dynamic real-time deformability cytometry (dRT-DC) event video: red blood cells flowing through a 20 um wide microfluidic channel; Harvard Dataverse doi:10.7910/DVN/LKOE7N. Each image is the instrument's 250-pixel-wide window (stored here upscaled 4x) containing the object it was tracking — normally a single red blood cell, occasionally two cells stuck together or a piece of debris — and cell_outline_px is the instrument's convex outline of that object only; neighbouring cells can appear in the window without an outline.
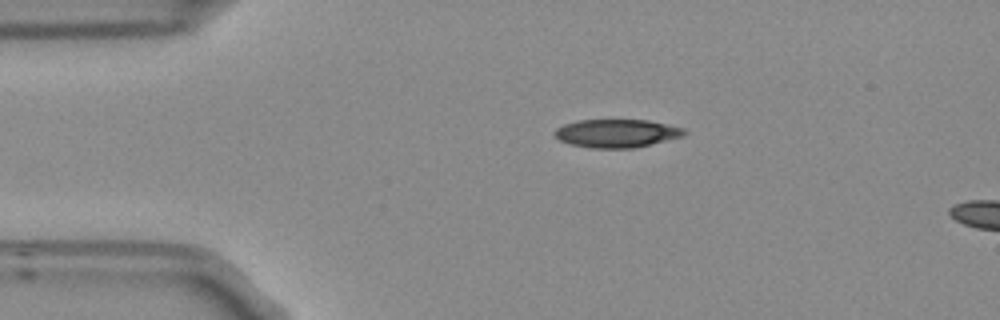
{"species": "Egyptian fruit bat (a non-hibernating species)", "species_latin": "Rousettus aegyptiacus", "temperature_condition": "room temperature", "stored_images_in_passage": 2, "camera_frame_rate_fps": 3000, "um_per_image_px": 0.085, "frame": {"image": 1, "passage_image": 2, "time_ms": 0.333, "image_size_px": [1000, 320], "cell_outline_px": [[688, 132], [684, 136], [632, 148], [592, 148], [572, 144], [560, 140], [552, 132], [556, 128], [564, 124], [580, 120], [648, 120], [684, 128]], "centroid_in_image_um": [52.43, 11.32], "position_along_channel_um": 32.6, "area_um2": 21.15}}